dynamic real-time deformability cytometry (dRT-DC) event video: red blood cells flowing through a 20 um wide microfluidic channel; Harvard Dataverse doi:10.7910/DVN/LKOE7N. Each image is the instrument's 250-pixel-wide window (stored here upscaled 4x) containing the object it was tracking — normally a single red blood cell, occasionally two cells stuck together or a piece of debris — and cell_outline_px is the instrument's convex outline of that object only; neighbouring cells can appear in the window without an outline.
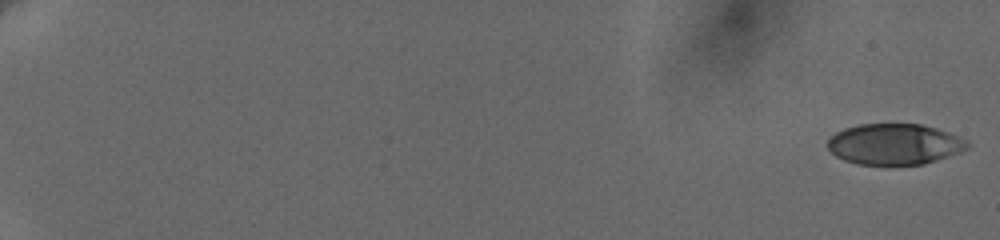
{"species": "human", "species_latin": "Homo sapiens", "temperature_condition": "cold", "stored_images_in_passage": 11, "camera_frame_rate_fps": 3000, "um_per_image_px": 0.085, "donor": {"sex": "female"}, "frame": {"image": 1, "passage_image": 1, "time_ms": 0.0, "image_size_px": [1000, 240], "cell_outline_px": [[972, 144], [968, 148], [960, 152], [924, 164], [888, 168], [860, 164], [844, 160], [836, 156], [828, 148], [828, 140], [836, 132], [844, 128], [860, 124], [920, 124], [936, 128], [948, 132], [968, 140]], "centroid_in_image_um": [76.05, 12.29], "position_along_channel_um": 8.9, "area_um2": 34.1}}
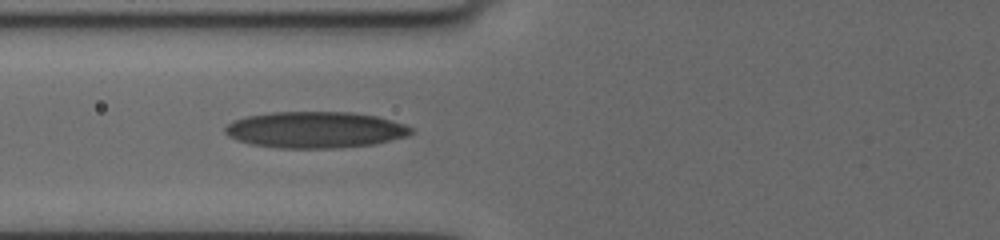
{"frame": {"image": 2, "passage_image": 10, "time_ms": 8.667, "image_size_px": [1000, 240], "cell_outline_px": [[412, 132], [408, 136], [376, 144], [340, 148], [276, 148], [248, 144], [236, 140], [228, 136], [224, 132], [224, 128], [228, 124], [236, 120], [248, 116], [272, 112], [348, 112], [376, 116], [404, 124], [412, 128]], "centroid_in_image_um": [26.78, 11.05], "position_along_channel_um": 99.0, "area_um2": 39.54}}
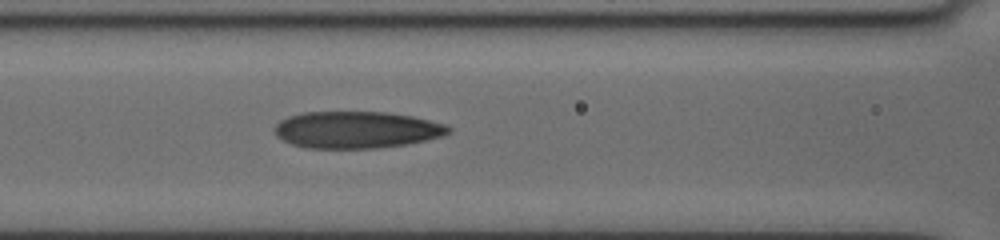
{"frame": {"image": 3, "passage_image": 11, "time_ms": 9.667, "image_size_px": [1000, 240], "cell_outline_px": [[452, 132], [444, 136], [404, 144], [376, 148], [308, 148], [292, 144], [276, 136], [276, 124], [280, 120], [288, 116], [304, 112], [388, 112], [412, 116], [448, 124], [452, 128]], "centroid_in_image_um": [30.35, 11.02], "position_along_channel_um": 136.2, "area_um2": 37.4}}